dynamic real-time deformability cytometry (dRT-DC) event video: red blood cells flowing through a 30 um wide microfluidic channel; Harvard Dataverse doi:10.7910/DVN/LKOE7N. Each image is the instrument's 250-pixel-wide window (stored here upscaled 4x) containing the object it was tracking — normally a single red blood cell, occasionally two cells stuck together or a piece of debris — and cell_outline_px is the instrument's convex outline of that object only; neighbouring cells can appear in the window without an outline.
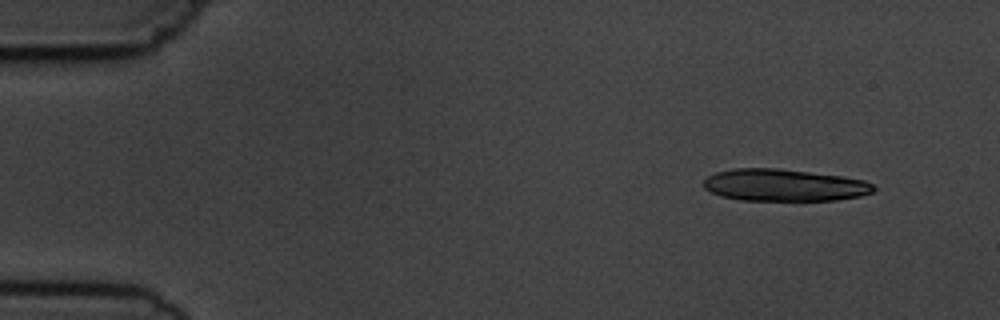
{"species": "common noctule bat (a hibernating species)", "species_latin": "Nyctalus noctula", "temperature_condition": "cold", "stored_images_in_passage": 4, "camera_frame_rate_fps": 3000, "um_per_image_px": 0.085, "animal": {"sex": "male", "body_mass_g": 19.5, "forearm_length_mm": 54.6}, "frame": {"image": 1, "passage_image": 1, "time_ms": 0.0, "image_size_px": [1000, 320], "cell_outline_px": [[876, 188], [872, 192], [860, 196], [836, 200], [740, 200], [720, 196], [704, 188], [704, 180], [708, 176], [716, 172], [736, 168], [776, 168], [840, 176], [864, 180], [872, 184]], "centroid_in_image_um": [66.63, 15.74], "position_along_channel_um": 18.4, "area_um2": 31.56}}